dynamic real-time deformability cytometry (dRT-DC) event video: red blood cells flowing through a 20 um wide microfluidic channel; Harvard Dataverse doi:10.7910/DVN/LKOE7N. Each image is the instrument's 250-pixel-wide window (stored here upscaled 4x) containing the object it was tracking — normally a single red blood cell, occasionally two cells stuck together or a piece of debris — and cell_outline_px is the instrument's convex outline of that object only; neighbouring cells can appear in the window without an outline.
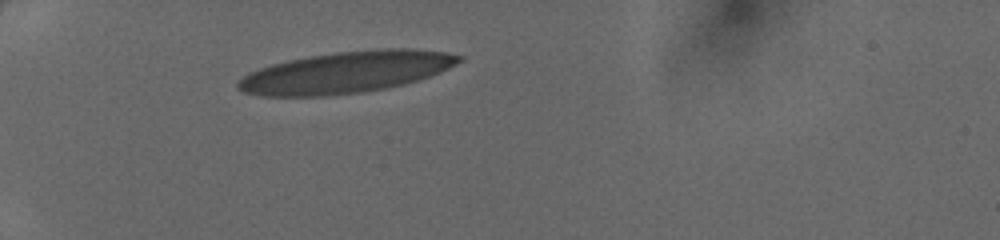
{"species": "human", "species_latin": "Homo sapiens", "temperature_condition": "cold", "stored_images_in_passage": 30, "camera_frame_rate_fps": 3000, "um_per_image_px": 0.085, "donor": {"sex": "female"}, "frame": {"image": 1, "passage_image": 1, "time_ms": 0.0, "image_size_px": [1000, 240], "cell_outline_px": [[464, 60], [440, 72], [404, 84], [388, 88], [364, 92], [324, 96], [260, 96], [244, 92], [236, 88], [236, 80], [248, 72], [272, 64], [288, 60], [336, 52], [384, 48], [412, 48], [448, 52], [464, 56]], "centroid_in_image_um": [29.41, 6.14], "position_along_channel_um": 55.6, "area_um2": 53.64}}
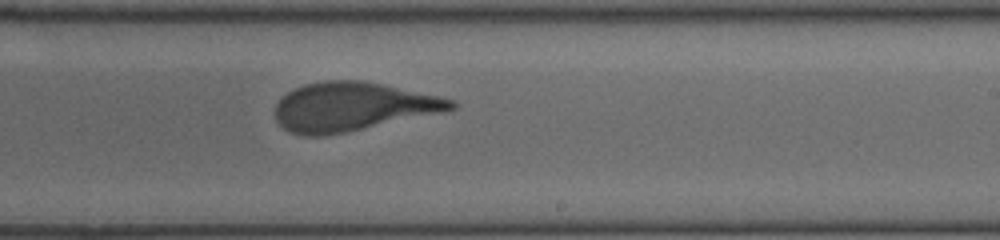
{"frame": {"image": 2, "passage_image": 17, "time_ms": 5.333, "image_size_px": [1000, 240], "cell_outline_px": [[456, 108], [444, 112], [324, 136], [308, 136], [292, 132], [284, 128], [276, 120], [276, 104], [280, 96], [304, 84], [324, 80], [360, 80], [440, 96], [456, 100]], "centroid_in_image_um": [29.96, 9.06], "position_along_channel_um": 259.0, "area_um2": 49.59}}
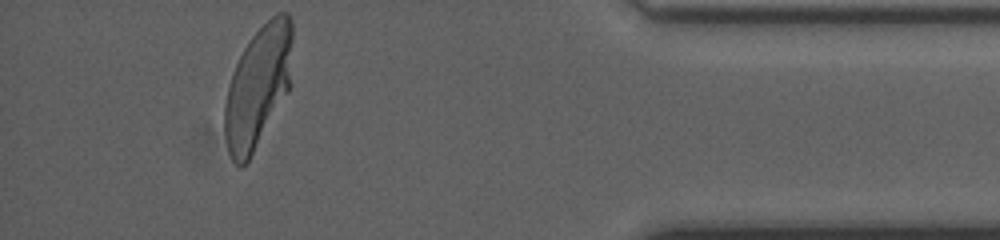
{"frame": {"image": 3, "passage_image": 30, "time_ms": 9.667, "image_size_px": [1000, 240], "cell_outline_px": [[292, 84], [288, 92], [248, 160], [244, 164], [236, 164], [232, 160], [228, 152], [224, 132], [224, 104], [232, 72], [244, 48], [252, 36], [276, 12], [288, 12], [292, 20]], "centroid_in_image_um": [21.95, 7.33], "position_along_channel_um": 413.2, "area_um2": 48.03}}